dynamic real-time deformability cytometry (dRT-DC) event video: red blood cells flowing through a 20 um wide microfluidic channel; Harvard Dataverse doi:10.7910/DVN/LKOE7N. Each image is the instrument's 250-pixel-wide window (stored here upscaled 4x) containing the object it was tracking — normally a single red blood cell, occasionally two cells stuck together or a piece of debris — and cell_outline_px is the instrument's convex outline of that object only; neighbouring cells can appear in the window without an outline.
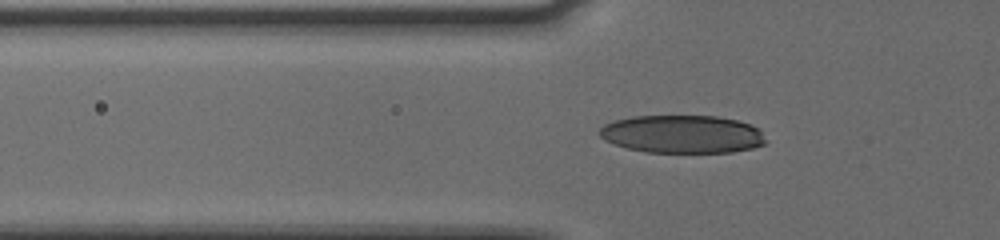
{"species": "human", "species_latin": "Homo sapiens", "temperature_condition": "cold", "stored_images_in_passage": 25, "camera_frame_rate_fps": 3000, "um_per_image_px": 0.085, "donor": {"sex": "male"}, "frame": {"image": 1, "passage_image": 2, "time_ms": 0.333, "image_size_px": [1000, 240], "cell_outline_px": [[760, 144], [744, 148], [716, 152], [660, 152], [612, 124], [624, 120], [652, 116], [700, 116], [732, 120], [744, 124], [752, 128], [756, 132]], "centroid_in_image_um": [58.66, 11.35], "position_along_channel_um": 67.1, "area_um2": 29.02}}
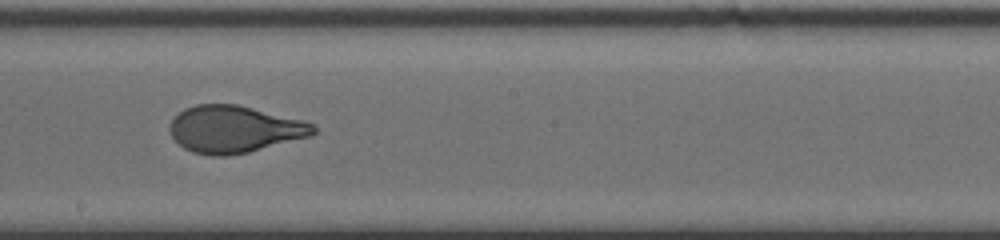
{"frame": {"image": 2, "passage_image": 15, "time_ms": 4.667, "image_size_px": [1000, 240], "cell_outline_px": [[312, 132], [240, 152], [204, 152], [192, 148], [184, 144], [176, 120], [184, 112], [192, 108], [212, 104], [224, 104], [244, 108], [308, 124], [312, 128]], "centroid_in_image_um": [19.94, 10.93], "position_along_channel_um": 228.3, "area_um2": 32.48}}
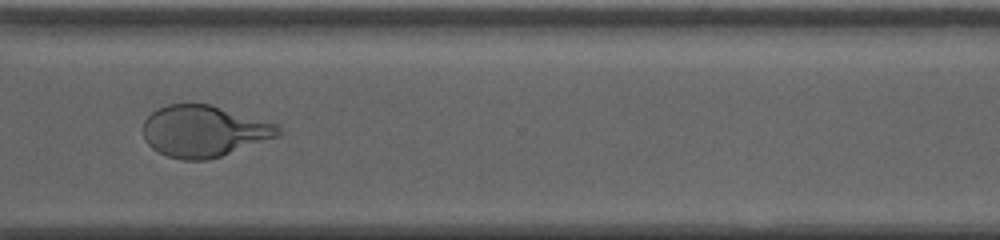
{"frame": {"image": 3, "passage_image": 25, "time_ms": 8.0, "image_size_px": [1000, 240], "cell_outline_px": [[248, 136], [224, 152], [216, 156], [176, 156], [180, 104], [204, 104], [216, 108], [236, 124]], "centroid_in_image_um": [17.48, 11.18], "position_along_channel_um": 353.1, "area_um2": 19.94}}